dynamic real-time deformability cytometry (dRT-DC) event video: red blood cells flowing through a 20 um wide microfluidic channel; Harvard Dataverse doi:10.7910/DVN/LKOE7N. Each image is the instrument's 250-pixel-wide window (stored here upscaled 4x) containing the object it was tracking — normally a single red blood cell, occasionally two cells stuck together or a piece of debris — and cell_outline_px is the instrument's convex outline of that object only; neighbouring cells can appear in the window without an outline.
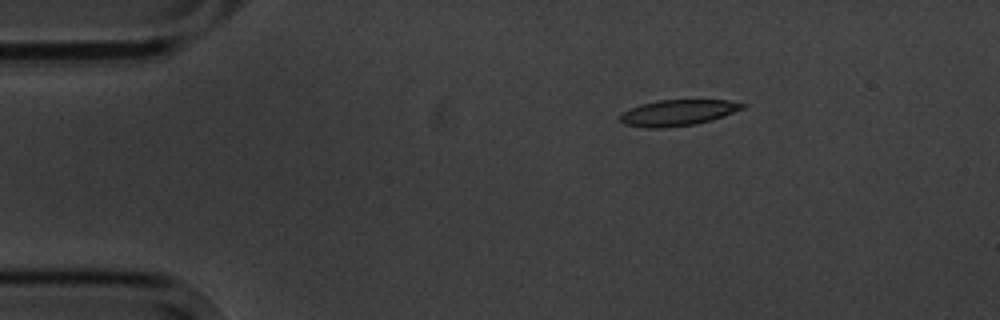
{"species": "common noctule bat (a hibernating species)", "species_latin": "Nyctalus noctula", "temperature_condition": "cold", "stored_images_in_passage": 14, "segment_of_instrument_passage": [1, 2], "camera_frame_rate_fps": 3000, "um_per_image_px": 0.085, "animal": {"sex": "male", "body_mass_g": 20.1, "forearm_length_mm": 53.5}, "frame": {"image": 1, "passage_image": 1, "time_ms": 0.0, "image_size_px": [1000, 320], "cell_outline_px": [[748, 104], [744, 108], [712, 120], [696, 124], [664, 128], [648, 128], [624, 124], [620, 120], [620, 116], [624, 112], [632, 108], [656, 100], [728, 100]], "centroid_in_image_um": [57.66, 9.58], "position_along_channel_um": 27.3, "area_um2": 18.38}}
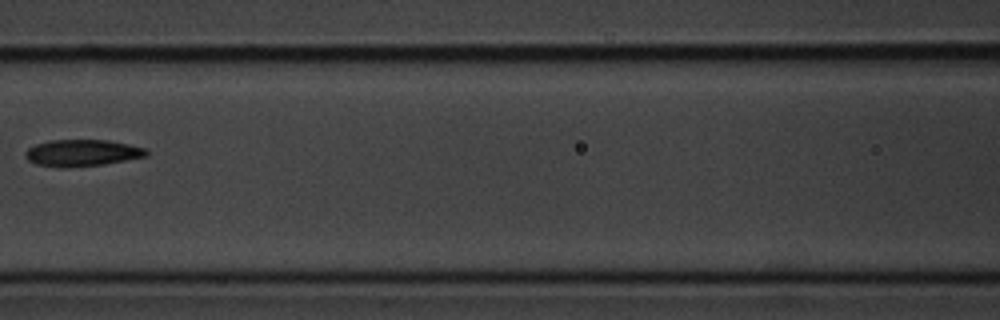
{"frame": {"image": 2, "passage_image": 5, "time_ms": 5.333, "image_size_px": [1000, 320], "cell_outline_px": [[148, 156], [104, 164], [64, 168], [60, 168], [36, 164], [28, 160], [24, 156], [24, 152], [28, 148], [36, 144], [52, 140], [108, 140], [148, 148]], "centroid_in_image_um": [6.98, 13.0], "position_along_channel_um": 159.6, "area_um2": 18.96}}
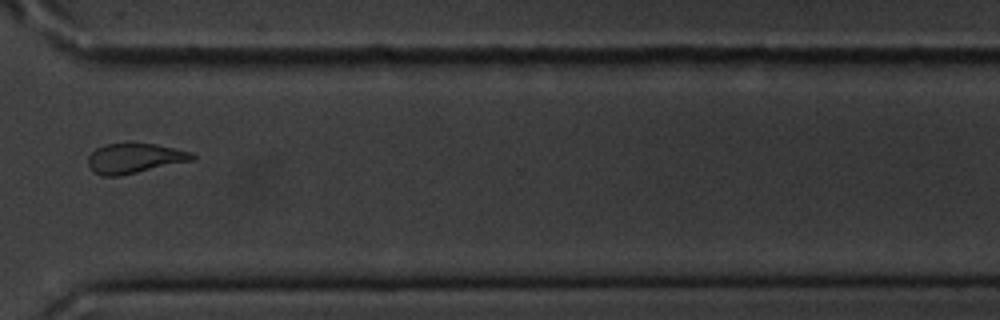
{"frame": {"image": 3, "passage_image": 10, "time_ms": 11.0, "image_size_px": [1000, 320], "cell_outline_px": [[196, 160], [120, 176], [100, 176], [92, 172], [88, 164], [88, 156], [96, 148], [104, 144], [156, 144], [192, 152], [196, 156]], "centroid_in_image_um": [11.45, 13.47], "position_along_channel_um": 359.2, "area_um2": 18.32}}